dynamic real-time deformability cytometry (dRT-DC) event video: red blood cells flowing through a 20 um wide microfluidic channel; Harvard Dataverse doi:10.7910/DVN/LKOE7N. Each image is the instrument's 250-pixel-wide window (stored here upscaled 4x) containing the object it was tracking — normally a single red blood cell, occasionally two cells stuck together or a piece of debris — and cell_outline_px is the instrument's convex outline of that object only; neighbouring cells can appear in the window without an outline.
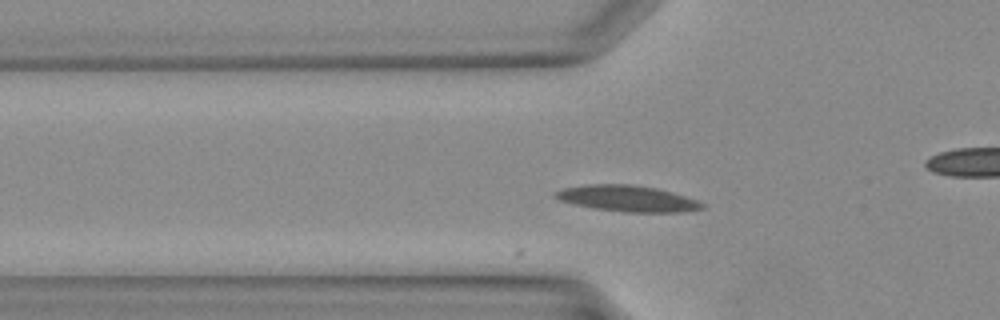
{"species": "Egyptian fruit bat (a non-hibernating species)", "species_latin": "Rousettus aegyptiacus", "temperature_condition": "warm", "stored_images_in_passage": 11, "camera_frame_rate_fps": 3000, "um_per_image_px": 0.085, "animal": {"sex": "female"}, "frame": {"image": 1, "passage_image": 3, "time_ms": 0.667, "image_size_px": [1000, 320], "cell_outline_px": [[704, 208], [676, 212], [624, 212], [596, 208], [576, 204], [560, 200], [556, 196], [556, 192], [564, 188], [588, 184], [632, 184], [656, 188], [672, 192], [696, 200], [704, 204]], "centroid_in_image_um": [53.36, 16.86], "position_along_channel_um": 72.4, "area_um2": 21.85}}